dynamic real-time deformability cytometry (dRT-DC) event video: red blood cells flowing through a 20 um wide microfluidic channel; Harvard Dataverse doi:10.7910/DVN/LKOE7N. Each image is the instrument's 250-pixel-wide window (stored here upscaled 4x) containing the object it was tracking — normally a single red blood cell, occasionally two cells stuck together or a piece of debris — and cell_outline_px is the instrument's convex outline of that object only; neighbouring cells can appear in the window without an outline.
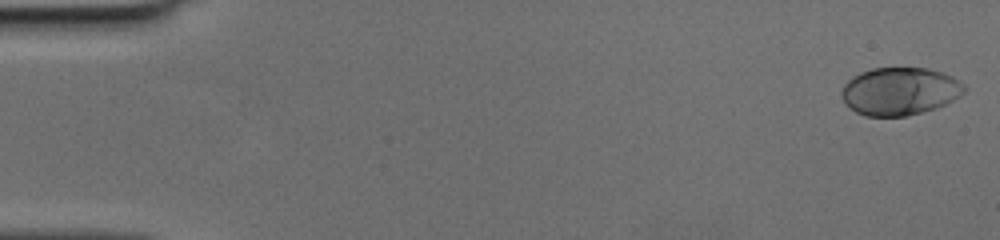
{"species": "human", "species_latin": "Homo sapiens", "temperature_condition": "cold", "stored_images_in_passage": 49, "camera_frame_rate_fps": 3000, "um_per_image_px": 0.085, "donor": {"sex": "female"}, "frame": {"image": 1, "passage_image": 1, "time_ms": 0.0, "image_size_px": [1000, 240], "cell_outline_px": [[968, 88], [960, 96], [936, 108], [904, 116], [864, 116], [856, 112], [844, 104], [840, 96], [840, 92], [844, 84], [852, 76], [860, 72], [872, 68], [928, 68], [944, 72], [960, 80]], "centroid_in_image_um": [76.46, 7.75], "position_along_channel_um": 8.5, "area_um2": 34.51}}
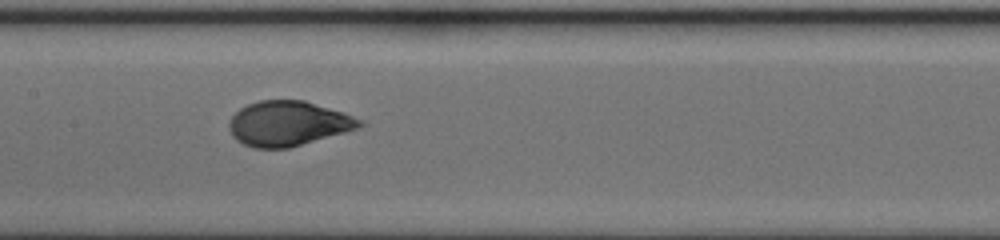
{"frame": {"image": 2, "passage_image": 25, "time_ms": 8.0, "image_size_px": [1000, 240], "cell_outline_px": [[364, 124], [360, 128], [288, 148], [252, 148], [236, 140], [232, 136], [228, 128], [228, 120], [240, 108], [248, 104], [260, 100], [304, 100], [344, 112], [364, 120]], "centroid_in_image_um": [24.49, 10.49], "position_along_channel_um": 182.9, "area_um2": 34.33}}
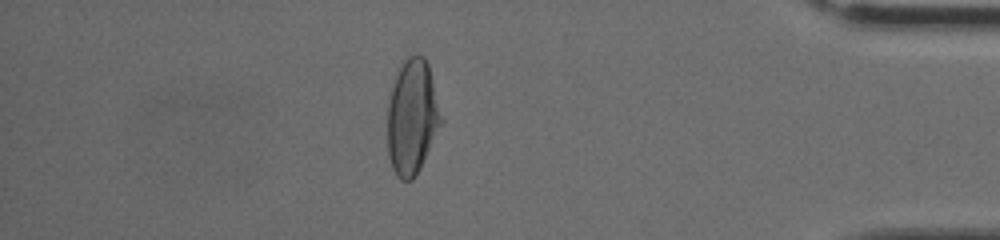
{"frame": {"image": 3, "passage_image": 43, "time_ms": 14.0, "image_size_px": [1000, 240], "cell_outline_px": [[444, 120], [412, 180], [400, 180], [396, 176], [392, 168], [388, 156], [388, 100], [396, 76], [404, 60], [408, 56], [416, 52], [424, 56], [428, 64]], "centroid_in_image_um": [35.04, 9.91], "position_along_channel_um": 400.2, "area_um2": 35.78}}